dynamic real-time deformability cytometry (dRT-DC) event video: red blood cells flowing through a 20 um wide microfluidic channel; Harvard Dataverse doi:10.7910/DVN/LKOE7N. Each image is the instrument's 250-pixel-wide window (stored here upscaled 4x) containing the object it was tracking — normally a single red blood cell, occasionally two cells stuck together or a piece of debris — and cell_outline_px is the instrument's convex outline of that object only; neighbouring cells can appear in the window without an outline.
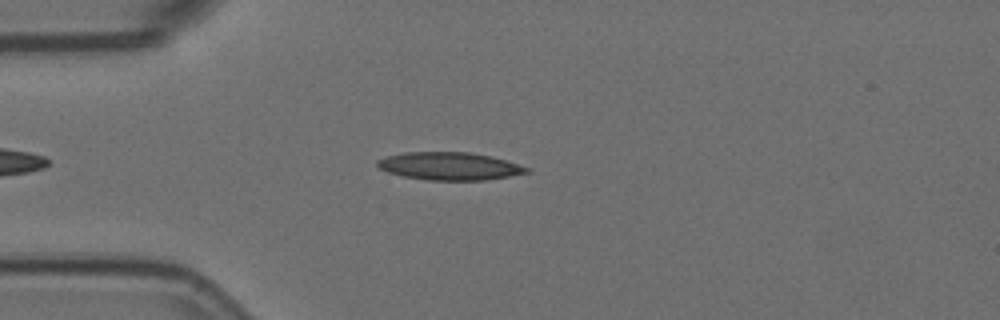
{"species": "Egyptian fruit bat (a non-hibernating species)", "species_latin": "Rousettus aegyptiacus", "temperature_condition": "room temperature", "stored_images_in_passage": 40, "camera_frame_rate_fps": 3000, "um_per_image_px": 0.085, "animal": {"sex": "female"}, "frame": {"image": 1, "passage_image": 2, "time_ms": 0.333, "image_size_px": [1000, 320], "cell_outline_px": [[528, 172], [488, 180], [428, 180], [404, 176], [388, 172], [380, 168], [376, 164], [376, 160], [388, 156], [404, 152], [468, 152], [488, 156], [504, 160], [528, 168]], "centroid_in_image_um": [38.15, 14.12], "position_along_channel_um": 46.8, "area_um2": 23.76}}
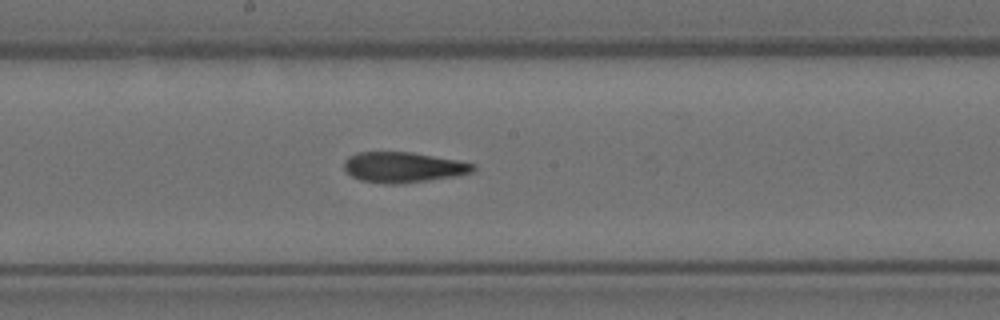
{"frame": {"image": 2, "passage_image": 17, "time_ms": 5.333, "image_size_px": [1000, 320], "cell_outline_px": [[476, 172], [460, 176], [400, 184], [384, 184], [360, 180], [352, 176], [344, 168], [344, 160], [348, 156], [356, 152], [412, 152], [456, 160], [476, 164]], "centroid_in_image_um": [34.31, 14.22], "position_along_channel_um": 213.9, "area_um2": 23.24}}
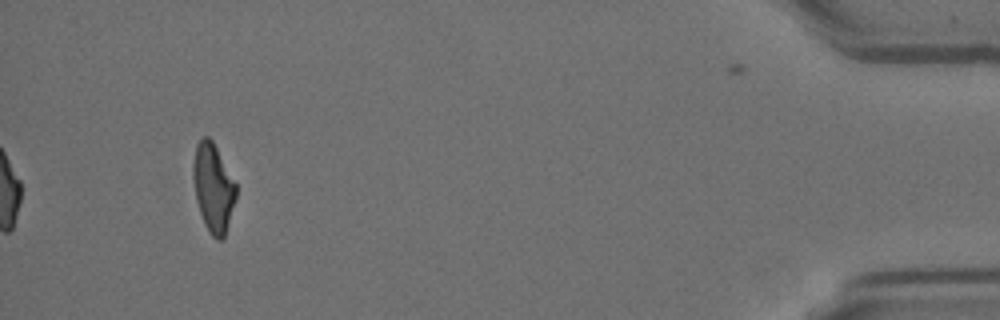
{"frame": {"image": 3, "passage_image": 40, "time_ms": 13.0, "image_size_px": [1000, 320], "cell_outline_px": [[236, 196], [228, 224], [224, 236], [220, 240], [216, 240], [208, 232], [204, 224], [196, 200], [192, 176], [192, 164], [196, 144], [204, 136], [208, 136], [212, 140], [236, 184]], "centroid_in_image_um": [18.09, 15.96], "position_along_channel_um": 417.1, "area_um2": 21.96}, "authors_computed_cell_mechanics": {"area_um2": 23.2356, "velocity_mm_per_s": 3.6054, "shape_relaxation_time_tau1_ms": null, "shape_relaxation_time_tau2_ms": 5.8697, "deformation_change_tau1": null, "deformation_change_tau2": 0.1623}}